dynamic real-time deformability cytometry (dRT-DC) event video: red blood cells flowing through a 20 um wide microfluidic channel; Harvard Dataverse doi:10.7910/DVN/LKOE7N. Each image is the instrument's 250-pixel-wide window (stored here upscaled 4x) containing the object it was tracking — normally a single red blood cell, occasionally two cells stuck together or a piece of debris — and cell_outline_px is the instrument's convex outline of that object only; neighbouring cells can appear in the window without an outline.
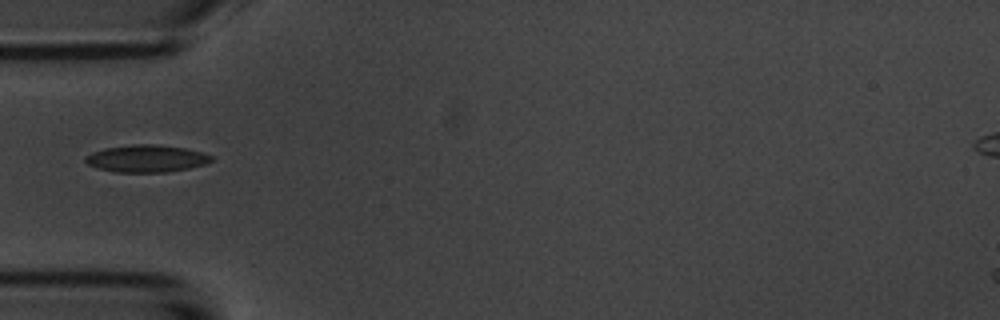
{"species": "common noctule bat (a hibernating species)", "species_latin": "Nyctalus noctula", "temperature_condition": "room temperature", "stored_images_in_passage": 7, "camera_frame_rate_fps": 3000, "um_per_image_px": 0.085, "animal": {"sex": "male", "body_mass_g": 20.1, "forearm_length_mm": 53.5}, "frame": {"image": 1, "passage_image": 3, "time_ms": 2.333, "image_size_px": [1000, 320], "cell_outline_px": [[216, 160], [204, 164], [188, 168], [168, 172], [116, 172], [100, 168], [88, 164], [84, 160], [84, 156], [92, 152], [104, 148], [136, 144], [160, 144], [184, 148], [204, 152], [212, 156]], "centroid_in_image_um": [12.48, 13.47], "position_along_channel_um": 72.5, "area_um2": 20.06}}
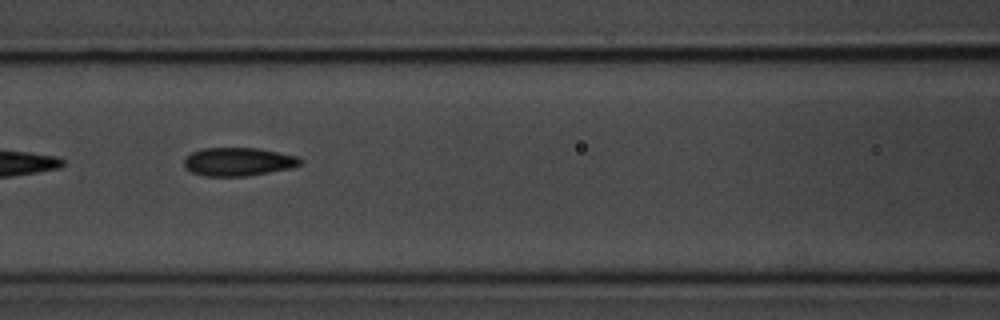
{"frame": {"image": 2, "passage_image": 5, "time_ms": 4.333, "image_size_px": [1000, 320], "cell_outline_px": [[304, 160], [300, 164], [292, 168], [244, 176], [208, 176], [192, 172], [184, 168], [184, 160], [192, 152], [200, 148], [260, 148], [296, 156]], "centroid_in_image_um": [20.25, 13.74], "position_along_channel_um": 146.3, "area_um2": 19.13}}
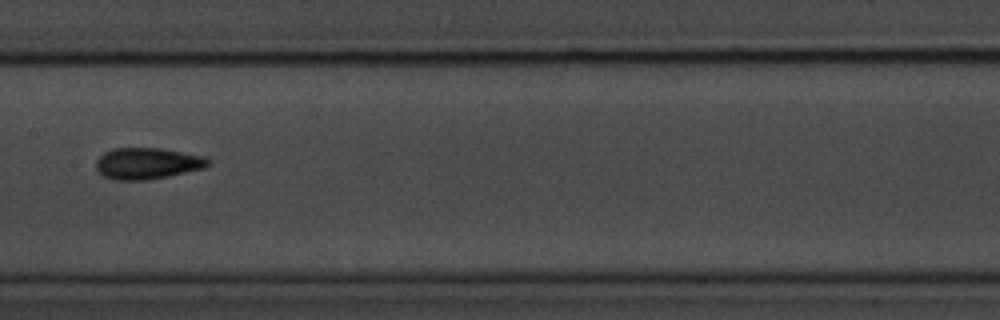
{"frame": {"image": 3, "passage_image": 6, "time_ms": 5.667, "image_size_px": [1000, 320], "cell_outline_px": [[212, 164], [204, 168], [168, 176], [144, 180], [112, 180], [104, 176], [96, 168], [96, 160], [104, 152], [112, 148], [160, 148], [204, 156]], "centroid_in_image_um": [12.51, 13.89], "position_along_channel_um": 194.9, "area_um2": 20.46}}